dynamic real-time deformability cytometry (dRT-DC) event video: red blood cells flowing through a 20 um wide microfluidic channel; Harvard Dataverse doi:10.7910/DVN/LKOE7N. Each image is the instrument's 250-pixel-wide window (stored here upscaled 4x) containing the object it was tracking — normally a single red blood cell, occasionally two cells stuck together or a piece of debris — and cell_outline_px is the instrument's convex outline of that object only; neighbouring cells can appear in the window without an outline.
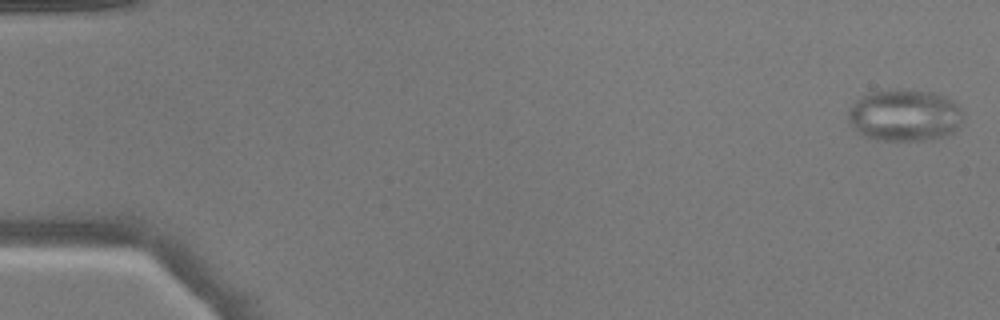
{"species": "common noctule bat (a hibernating species)", "species_latin": "Nyctalus noctula", "temperature_condition": "warm", "stored_images_in_passage": 50, "camera_frame_rate_fps": 3000, "um_per_image_px": 0.085, "animal": {"sex": "male", "body_mass_g": 17.9}, "frame": {"image": 1, "passage_image": 1, "time_ms": 0.0, "image_size_px": [1000, 320], "cell_outline_px": [[964, 116], [960, 128], [944, 136], [928, 140], [876, 140], [860, 132], [848, 124], [848, 108], [860, 96], [868, 92], [896, 88], [932, 92], [944, 96], [952, 100], [964, 112]], "centroid_in_image_um": [76.9, 9.78], "position_along_channel_um": 8.1, "area_um2": 35.26}}
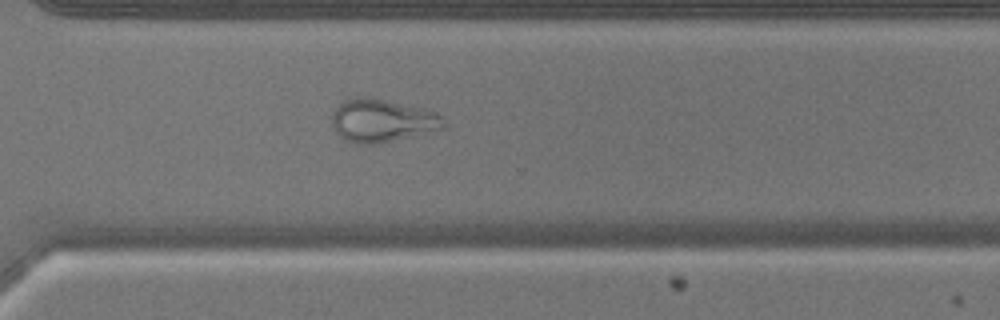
{"frame": {"image": 2, "passage_image": 37, "time_ms": 12.0, "image_size_px": [1000, 320], "cell_outline_px": [[448, 124], [444, 128], [372, 144], [356, 144], [344, 140], [336, 132], [332, 124], [332, 112], [344, 100], [356, 96], [372, 96], [436, 112], [444, 116]], "centroid_in_image_um": [32.46, 10.22], "position_along_channel_um": 338.1, "area_um2": 27.98}}
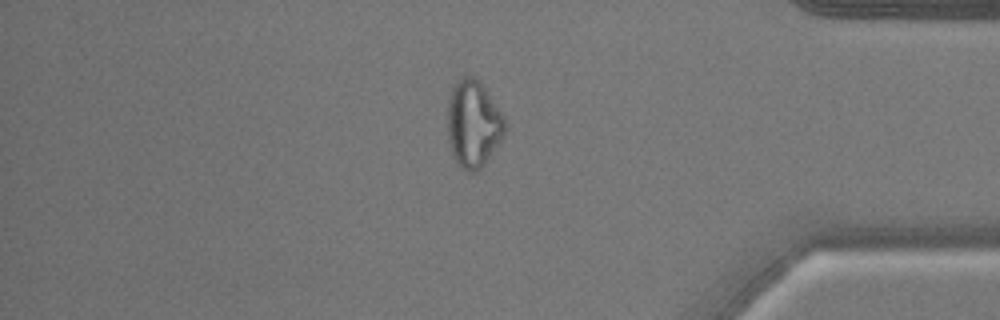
{"frame": {"image": 3, "passage_image": 43, "time_ms": 14.0, "image_size_px": [1000, 320], "cell_outline_px": [[504, 136], [484, 164], [476, 172], [468, 172], [456, 160], [452, 152], [448, 140], [448, 100], [452, 84], [460, 76], [472, 76], [484, 88], [504, 116]], "centroid_in_image_um": [40.2, 10.5], "position_along_channel_um": 395.0, "area_um2": 28.73}}